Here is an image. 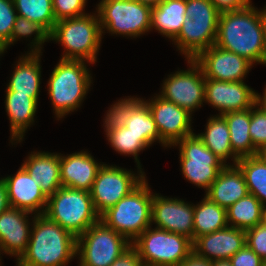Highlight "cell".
<instances>
[{
    "label": "cell",
    "mask_w": 266,
    "mask_h": 266,
    "mask_svg": "<svg viewBox=\"0 0 266 266\" xmlns=\"http://www.w3.org/2000/svg\"><path fill=\"white\" fill-rule=\"evenodd\" d=\"M215 45L253 64H264L263 10L250 4L239 10L221 12Z\"/></svg>",
    "instance_id": "6da1fadb"
},
{
    "label": "cell",
    "mask_w": 266,
    "mask_h": 266,
    "mask_svg": "<svg viewBox=\"0 0 266 266\" xmlns=\"http://www.w3.org/2000/svg\"><path fill=\"white\" fill-rule=\"evenodd\" d=\"M33 219L27 250L17 266H66L70 263L77 256V238L44 214H34Z\"/></svg>",
    "instance_id": "7a4b0ae2"
},
{
    "label": "cell",
    "mask_w": 266,
    "mask_h": 266,
    "mask_svg": "<svg viewBox=\"0 0 266 266\" xmlns=\"http://www.w3.org/2000/svg\"><path fill=\"white\" fill-rule=\"evenodd\" d=\"M84 60L60 59L48 81V94L56 117L79 108L92 83Z\"/></svg>",
    "instance_id": "3957f363"
},
{
    "label": "cell",
    "mask_w": 266,
    "mask_h": 266,
    "mask_svg": "<svg viewBox=\"0 0 266 266\" xmlns=\"http://www.w3.org/2000/svg\"><path fill=\"white\" fill-rule=\"evenodd\" d=\"M102 31L98 14L59 20L49 34L50 41L61 42V59L84 60L94 64L100 49Z\"/></svg>",
    "instance_id": "277c9868"
},
{
    "label": "cell",
    "mask_w": 266,
    "mask_h": 266,
    "mask_svg": "<svg viewBox=\"0 0 266 266\" xmlns=\"http://www.w3.org/2000/svg\"><path fill=\"white\" fill-rule=\"evenodd\" d=\"M147 179L100 216L109 228L125 236L131 243L152 225V199Z\"/></svg>",
    "instance_id": "5b68a950"
},
{
    "label": "cell",
    "mask_w": 266,
    "mask_h": 266,
    "mask_svg": "<svg viewBox=\"0 0 266 266\" xmlns=\"http://www.w3.org/2000/svg\"><path fill=\"white\" fill-rule=\"evenodd\" d=\"M44 215L76 238L100 220L90 192L64 186L48 197Z\"/></svg>",
    "instance_id": "8992f818"
},
{
    "label": "cell",
    "mask_w": 266,
    "mask_h": 266,
    "mask_svg": "<svg viewBox=\"0 0 266 266\" xmlns=\"http://www.w3.org/2000/svg\"><path fill=\"white\" fill-rule=\"evenodd\" d=\"M131 245L143 266H178L193 253V241L177 233L148 227Z\"/></svg>",
    "instance_id": "52a82bcc"
},
{
    "label": "cell",
    "mask_w": 266,
    "mask_h": 266,
    "mask_svg": "<svg viewBox=\"0 0 266 266\" xmlns=\"http://www.w3.org/2000/svg\"><path fill=\"white\" fill-rule=\"evenodd\" d=\"M102 34L138 37L150 31L152 7L136 0H101L97 5ZM106 28V29H105Z\"/></svg>",
    "instance_id": "ba28073f"
},
{
    "label": "cell",
    "mask_w": 266,
    "mask_h": 266,
    "mask_svg": "<svg viewBox=\"0 0 266 266\" xmlns=\"http://www.w3.org/2000/svg\"><path fill=\"white\" fill-rule=\"evenodd\" d=\"M131 242L101 220L77 237L79 266H110Z\"/></svg>",
    "instance_id": "9c48e42d"
},
{
    "label": "cell",
    "mask_w": 266,
    "mask_h": 266,
    "mask_svg": "<svg viewBox=\"0 0 266 266\" xmlns=\"http://www.w3.org/2000/svg\"><path fill=\"white\" fill-rule=\"evenodd\" d=\"M178 145L184 179L207 191L228 164L207 148L195 133L177 141L173 146Z\"/></svg>",
    "instance_id": "30bf717a"
},
{
    "label": "cell",
    "mask_w": 266,
    "mask_h": 266,
    "mask_svg": "<svg viewBox=\"0 0 266 266\" xmlns=\"http://www.w3.org/2000/svg\"><path fill=\"white\" fill-rule=\"evenodd\" d=\"M132 171L116 165L103 164L98 170L90 194L99 216L134 190L146 177L145 172L135 175Z\"/></svg>",
    "instance_id": "8fae6325"
},
{
    "label": "cell",
    "mask_w": 266,
    "mask_h": 266,
    "mask_svg": "<svg viewBox=\"0 0 266 266\" xmlns=\"http://www.w3.org/2000/svg\"><path fill=\"white\" fill-rule=\"evenodd\" d=\"M187 61L189 69L168 75L159 96L192 114L205 102V77L201 67L193 59Z\"/></svg>",
    "instance_id": "7c38bea8"
},
{
    "label": "cell",
    "mask_w": 266,
    "mask_h": 266,
    "mask_svg": "<svg viewBox=\"0 0 266 266\" xmlns=\"http://www.w3.org/2000/svg\"><path fill=\"white\" fill-rule=\"evenodd\" d=\"M153 98L144 101L150 109L159 132L160 143L164 147H171L184 137L194 134L191 129L192 114L159 95Z\"/></svg>",
    "instance_id": "4fadbf2b"
},
{
    "label": "cell",
    "mask_w": 266,
    "mask_h": 266,
    "mask_svg": "<svg viewBox=\"0 0 266 266\" xmlns=\"http://www.w3.org/2000/svg\"><path fill=\"white\" fill-rule=\"evenodd\" d=\"M202 69L205 79L244 81L253 66L248 59L216 45L200 52L193 59Z\"/></svg>",
    "instance_id": "5bb4252c"
},
{
    "label": "cell",
    "mask_w": 266,
    "mask_h": 266,
    "mask_svg": "<svg viewBox=\"0 0 266 266\" xmlns=\"http://www.w3.org/2000/svg\"><path fill=\"white\" fill-rule=\"evenodd\" d=\"M151 222L157 229L184 235L193 241L194 204L153 193Z\"/></svg>",
    "instance_id": "9a60e30c"
},
{
    "label": "cell",
    "mask_w": 266,
    "mask_h": 266,
    "mask_svg": "<svg viewBox=\"0 0 266 266\" xmlns=\"http://www.w3.org/2000/svg\"><path fill=\"white\" fill-rule=\"evenodd\" d=\"M205 102L220 111L218 115L245 110L255 105V91L243 81L205 79Z\"/></svg>",
    "instance_id": "2e32d148"
},
{
    "label": "cell",
    "mask_w": 266,
    "mask_h": 266,
    "mask_svg": "<svg viewBox=\"0 0 266 266\" xmlns=\"http://www.w3.org/2000/svg\"><path fill=\"white\" fill-rule=\"evenodd\" d=\"M130 132L143 136L152 145L160 136L147 103L140 98L130 97L118 100L108 110Z\"/></svg>",
    "instance_id": "e0dca14e"
},
{
    "label": "cell",
    "mask_w": 266,
    "mask_h": 266,
    "mask_svg": "<svg viewBox=\"0 0 266 266\" xmlns=\"http://www.w3.org/2000/svg\"><path fill=\"white\" fill-rule=\"evenodd\" d=\"M245 244V230L228 226L197 237L193 241V253L209 261L229 260Z\"/></svg>",
    "instance_id": "ac0fdd59"
},
{
    "label": "cell",
    "mask_w": 266,
    "mask_h": 266,
    "mask_svg": "<svg viewBox=\"0 0 266 266\" xmlns=\"http://www.w3.org/2000/svg\"><path fill=\"white\" fill-rule=\"evenodd\" d=\"M7 186L8 199L12 208L22 209L31 214H44L48 197L40 185L21 166L13 176L2 178Z\"/></svg>",
    "instance_id": "d6986e66"
},
{
    "label": "cell",
    "mask_w": 266,
    "mask_h": 266,
    "mask_svg": "<svg viewBox=\"0 0 266 266\" xmlns=\"http://www.w3.org/2000/svg\"><path fill=\"white\" fill-rule=\"evenodd\" d=\"M29 214L12 207L0 214V255L15 256L18 261L26 252L31 234Z\"/></svg>",
    "instance_id": "ffe728a7"
},
{
    "label": "cell",
    "mask_w": 266,
    "mask_h": 266,
    "mask_svg": "<svg viewBox=\"0 0 266 266\" xmlns=\"http://www.w3.org/2000/svg\"><path fill=\"white\" fill-rule=\"evenodd\" d=\"M101 164L87 151L75 152L66 156L60 154V175L64 187L91 191Z\"/></svg>",
    "instance_id": "44dd1931"
},
{
    "label": "cell",
    "mask_w": 266,
    "mask_h": 266,
    "mask_svg": "<svg viewBox=\"0 0 266 266\" xmlns=\"http://www.w3.org/2000/svg\"><path fill=\"white\" fill-rule=\"evenodd\" d=\"M205 196L213 203L228 209L249 192L243 172L237 165H226L216 180L205 191Z\"/></svg>",
    "instance_id": "7402d4cb"
},
{
    "label": "cell",
    "mask_w": 266,
    "mask_h": 266,
    "mask_svg": "<svg viewBox=\"0 0 266 266\" xmlns=\"http://www.w3.org/2000/svg\"><path fill=\"white\" fill-rule=\"evenodd\" d=\"M21 166L40 185L47 197L62 186L59 153L31 152Z\"/></svg>",
    "instance_id": "603a6c76"
},
{
    "label": "cell",
    "mask_w": 266,
    "mask_h": 266,
    "mask_svg": "<svg viewBox=\"0 0 266 266\" xmlns=\"http://www.w3.org/2000/svg\"><path fill=\"white\" fill-rule=\"evenodd\" d=\"M39 95L15 94L6 90L5 109L10 120L11 140L20 143L27 128L33 125Z\"/></svg>",
    "instance_id": "cb8c5ba5"
},
{
    "label": "cell",
    "mask_w": 266,
    "mask_h": 266,
    "mask_svg": "<svg viewBox=\"0 0 266 266\" xmlns=\"http://www.w3.org/2000/svg\"><path fill=\"white\" fill-rule=\"evenodd\" d=\"M217 29L218 24L193 23L186 17L180 33L173 41L185 58L194 59L200 52L215 45Z\"/></svg>",
    "instance_id": "d4e9b609"
},
{
    "label": "cell",
    "mask_w": 266,
    "mask_h": 266,
    "mask_svg": "<svg viewBox=\"0 0 266 266\" xmlns=\"http://www.w3.org/2000/svg\"><path fill=\"white\" fill-rule=\"evenodd\" d=\"M104 127L107 140L111 147L120 153V155H132L137 163L138 172H142L138 153L146 147L151 146L143 136L136 135L129 131L127 127L121 124L109 111L104 119Z\"/></svg>",
    "instance_id": "484cf974"
},
{
    "label": "cell",
    "mask_w": 266,
    "mask_h": 266,
    "mask_svg": "<svg viewBox=\"0 0 266 266\" xmlns=\"http://www.w3.org/2000/svg\"><path fill=\"white\" fill-rule=\"evenodd\" d=\"M40 53H27L21 56L6 90L15 94L39 95L41 80Z\"/></svg>",
    "instance_id": "4316f807"
},
{
    "label": "cell",
    "mask_w": 266,
    "mask_h": 266,
    "mask_svg": "<svg viewBox=\"0 0 266 266\" xmlns=\"http://www.w3.org/2000/svg\"><path fill=\"white\" fill-rule=\"evenodd\" d=\"M185 19L186 0H163L156 7H152L150 31L154 28L173 42Z\"/></svg>",
    "instance_id": "83f0119b"
},
{
    "label": "cell",
    "mask_w": 266,
    "mask_h": 266,
    "mask_svg": "<svg viewBox=\"0 0 266 266\" xmlns=\"http://www.w3.org/2000/svg\"><path fill=\"white\" fill-rule=\"evenodd\" d=\"M230 132V143L234 154L240 159L255 156L258 150L254 147L249 133L251 108L228 112L222 115Z\"/></svg>",
    "instance_id": "f1b7e54d"
},
{
    "label": "cell",
    "mask_w": 266,
    "mask_h": 266,
    "mask_svg": "<svg viewBox=\"0 0 266 266\" xmlns=\"http://www.w3.org/2000/svg\"><path fill=\"white\" fill-rule=\"evenodd\" d=\"M197 136L225 164L227 159L232 158L233 165L237 164L239 158L234 154L230 143V132L227 122L222 115H215L208 119L206 129Z\"/></svg>",
    "instance_id": "f546056e"
},
{
    "label": "cell",
    "mask_w": 266,
    "mask_h": 266,
    "mask_svg": "<svg viewBox=\"0 0 266 266\" xmlns=\"http://www.w3.org/2000/svg\"><path fill=\"white\" fill-rule=\"evenodd\" d=\"M263 221L265 207L253 194L248 193L227 209V222L230 227L246 231Z\"/></svg>",
    "instance_id": "4dcf8cb0"
},
{
    "label": "cell",
    "mask_w": 266,
    "mask_h": 266,
    "mask_svg": "<svg viewBox=\"0 0 266 266\" xmlns=\"http://www.w3.org/2000/svg\"><path fill=\"white\" fill-rule=\"evenodd\" d=\"M228 226L227 209L213 203L206 196L194 205L193 241L201 235L213 233Z\"/></svg>",
    "instance_id": "1f68e13d"
},
{
    "label": "cell",
    "mask_w": 266,
    "mask_h": 266,
    "mask_svg": "<svg viewBox=\"0 0 266 266\" xmlns=\"http://www.w3.org/2000/svg\"><path fill=\"white\" fill-rule=\"evenodd\" d=\"M236 165L243 172L248 192L266 208V161L255 155L240 158Z\"/></svg>",
    "instance_id": "d6a6232c"
},
{
    "label": "cell",
    "mask_w": 266,
    "mask_h": 266,
    "mask_svg": "<svg viewBox=\"0 0 266 266\" xmlns=\"http://www.w3.org/2000/svg\"><path fill=\"white\" fill-rule=\"evenodd\" d=\"M17 15L36 22L49 34L53 31L56 19L52 0H13Z\"/></svg>",
    "instance_id": "836d02e7"
},
{
    "label": "cell",
    "mask_w": 266,
    "mask_h": 266,
    "mask_svg": "<svg viewBox=\"0 0 266 266\" xmlns=\"http://www.w3.org/2000/svg\"><path fill=\"white\" fill-rule=\"evenodd\" d=\"M32 34L35 35L31 42L29 53H42V44L49 41V33L36 22L17 15L12 29L11 44L18 41L21 37H31Z\"/></svg>",
    "instance_id": "e575fe53"
},
{
    "label": "cell",
    "mask_w": 266,
    "mask_h": 266,
    "mask_svg": "<svg viewBox=\"0 0 266 266\" xmlns=\"http://www.w3.org/2000/svg\"><path fill=\"white\" fill-rule=\"evenodd\" d=\"M220 13L209 0H186V17L193 23L218 24Z\"/></svg>",
    "instance_id": "d590c367"
},
{
    "label": "cell",
    "mask_w": 266,
    "mask_h": 266,
    "mask_svg": "<svg viewBox=\"0 0 266 266\" xmlns=\"http://www.w3.org/2000/svg\"><path fill=\"white\" fill-rule=\"evenodd\" d=\"M16 17L13 0H0V49L3 53L11 45V34Z\"/></svg>",
    "instance_id": "8d00e7d4"
},
{
    "label": "cell",
    "mask_w": 266,
    "mask_h": 266,
    "mask_svg": "<svg viewBox=\"0 0 266 266\" xmlns=\"http://www.w3.org/2000/svg\"><path fill=\"white\" fill-rule=\"evenodd\" d=\"M86 3L87 0H52L56 22L86 15L84 12Z\"/></svg>",
    "instance_id": "74e56055"
},
{
    "label": "cell",
    "mask_w": 266,
    "mask_h": 266,
    "mask_svg": "<svg viewBox=\"0 0 266 266\" xmlns=\"http://www.w3.org/2000/svg\"><path fill=\"white\" fill-rule=\"evenodd\" d=\"M249 133L257 150L266 144V113L255 105L251 108V123Z\"/></svg>",
    "instance_id": "f35d334b"
},
{
    "label": "cell",
    "mask_w": 266,
    "mask_h": 266,
    "mask_svg": "<svg viewBox=\"0 0 266 266\" xmlns=\"http://www.w3.org/2000/svg\"><path fill=\"white\" fill-rule=\"evenodd\" d=\"M246 245L266 261V221L245 231Z\"/></svg>",
    "instance_id": "ab89813d"
},
{
    "label": "cell",
    "mask_w": 266,
    "mask_h": 266,
    "mask_svg": "<svg viewBox=\"0 0 266 266\" xmlns=\"http://www.w3.org/2000/svg\"><path fill=\"white\" fill-rule=\"evenodd\" d=\"M232 266H262L263 260L246 244L230 259Z\"/></svg>",
    "instance_id": "60d3db41"
},
{
    "label": "cell",
    "mask_w": 266,
    "mask_h": 266,
    "mask_svg": "<svg viewBox=\"0 0 266 266\" xmlns=\"http://www.w3.org/2000/svg\"><path fill=\"white\" fill-rule=\"evenodd\" d=\"M110 266H143L138 251L131 245Z\"/></svg>",
    "instance_id": "b9f144b4"
},
{
    "label": "cell",
    "mask_w": 266,
    "mask_h": 266,
    "mask_svg": "<svg viewBox=\"0 0 266 266\" xmlns=\"http://www.w3.org/2000/svg\"><path fill=\"white\" fill-rule=\"evenodd\" d=\"M220 11H232L245 8L252 4L251 0H209Z\"/></svg>",
    "instance_id": "7bdbcfd3"
},
{
    "label": "cell",
    "mask_w": 266,
    "mask_h": 266,
    "mask_svg": "<svg viewBox=\"0 0 266 266\" xmlns=\"http://www.w3.org/2000/svg\"><path fill=\"white\" fill-rule=\"evenodd\" d=\"M178 266H211V261L197 257L192 253Z\"/></svg>",
    "instance_id": "ee69618b"
},
{
    "label": "cell",
    "mask_w": 266,
    "mask_h": 266,
    "mask_svg": "<svg viewBox=\"0 0 266 266\" xmlns=\"http://www.w3.org/2000/svg\"><path fill=\"white\" fill-rule=\"evenodd\" d=\"M10 203L8 199L7 186L2 180L0 182V214L10 208Z\"/></svg>",
    "instance_id": "f6af8a7d"
},
{
    "label": "cell",
    "mask_w": 266,
    "mask_h": 266,
    "mask_svg": "<svg viewBox=\"0 0 266 266\" xmlns=\"http://www.w3.org/2000/svg\"><path fill=\"white\" fill-rule=\"evenodd\" d=\"M255 106L266 113V87L263 96L255 92Z\"/></svg>",
    "instance_id": "bcb514c9"
},
{
    "label": "cell",
    "mask_w": 266,
    "mask_h": 266,
    "mask_svg": "<svg viewBox=\"0 0 266 266\" xmlns=\"http://www.w3.org/2000/svg\"><path fill=\"white\" fill-rule=\"evenodd\" d=\"M263 27H264V65L266 66V7L263 8Z\"/></svg>",
    "instance_id": "7dc6e473"
},
{
    "label": "cell",
    "mask_w": 266,
    "mask_h": 266,
    "mask_svg": "<svg viewBox=\"0 0 266 266\" xmlns=\"http://www.w3.org/2000/svg\"><path fill=\"white\" fill-rule=\"evenodd\" d=\"M142 4L148 5L150 7H156L159 5L163 0H136Z\"/></svg>",
    "instance_id": "c3c4849f"
},
{
    "label": "cell",
    "mask_w": 266,
    "mask_h": 266,
    "mask_svg": "<svg viewBox=\"0 0 266 266\" xmlns=\"http://www.w3.org/2000/svg\"><path fill=\"white\" fill-rule=\"evenodd\" d=\"M211 266H232L229 260H216L211 261Z\"/></svg>",
    "instance_id": "681fc988"
},
{
    "label": "cell",
    "mask_w": 266,
    "mask_h": 266,
    "mask_svg": "<svg viewBox=\"0 0 266 266\" xmlns=\"http://www.w3.org/2000/svg\"><path fill=\"white\" fill-rule=\"evenodd\" d=\"M257 155L264 161H266V144L258 150Z\"/></svg>",
    "instance_id": "f907efd6"
},
{
    "label": "cell",
    "mask_w": 266,
    "mask_h": 266,
    "mask_svg": "<svg viewBox=\"0 0 266 266\" xmlns=\"http://www.w3.org/2000/svg\"><path fill=\"white\" fill-rule=\"evenodd\" d=\"M262 266H266V261H263V265Z\"/></svg>",
    "instance_id": "816d5d0a"
}]
</instances>
